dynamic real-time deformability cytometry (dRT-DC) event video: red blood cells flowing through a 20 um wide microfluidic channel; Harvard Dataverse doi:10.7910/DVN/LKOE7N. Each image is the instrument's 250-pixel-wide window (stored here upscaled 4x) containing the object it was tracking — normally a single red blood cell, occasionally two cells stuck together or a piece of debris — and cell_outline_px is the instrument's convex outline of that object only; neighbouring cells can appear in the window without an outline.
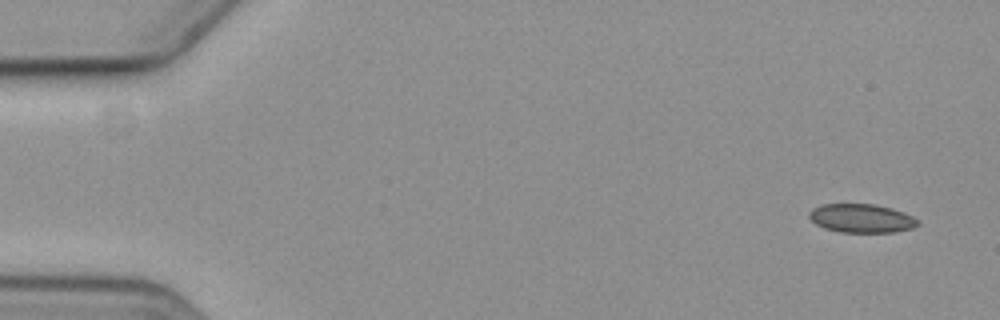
{"species": "common noctule bat (a hibernating species)", "species_latin": "Nyctalus noctula", "temperature_condition": "cold", "stored_images_in_passage": 5, "camera_frame_rate_fps": 3000, "um_per_image_px": 0.085, "animal": {"sex": "female", "body_mass_g": 19.3, "forearm_length_mm": 54.1}, "frame": {"image": 1, "passage_image": 1, "time_ms": 0.0, "image_size_px": [1000, 320], "cell_outline_px": [[920, 224], [912, 228], [896, 232], [840, 232], [824, 228], [816, 224], [808, 216], [808, 212], [812, 208], [824, 204], [872, 204], [892, 208], [912, 216]], "centroid_in_image_um": [73.2, 18.56], "position_along_channel_um": 11.8, "area_um2": 18.09}}